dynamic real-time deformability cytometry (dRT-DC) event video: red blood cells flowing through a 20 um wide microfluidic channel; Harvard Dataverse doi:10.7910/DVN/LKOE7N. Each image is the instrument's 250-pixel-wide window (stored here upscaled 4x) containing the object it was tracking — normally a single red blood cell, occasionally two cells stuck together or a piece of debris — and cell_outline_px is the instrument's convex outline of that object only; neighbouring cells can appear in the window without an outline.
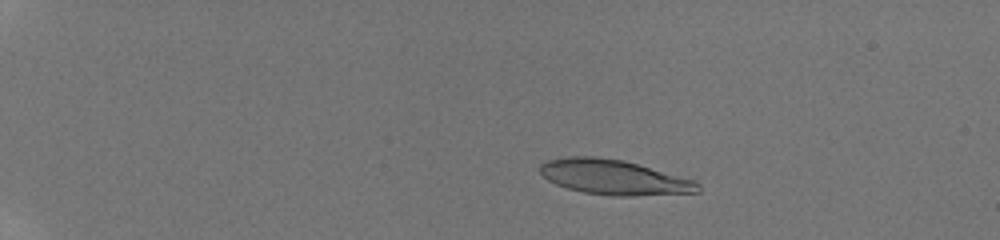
{"species": "human", "species_latin": "Homo sapiens", "temperature_condition": "room temperature", "stored_images_in_passage": 30, "camera_frame_rate_fps": 3000, "um_per_image_px": 0.085, "donor": {"sex": "male"}, "frame": {"image": 1, "passage_image": 11, "time_ms": 4.0, "image_size_px": [1000, 240], "cell_outline_px": [[700, 192], [632, 196], [612, 196], [584, 192], [568, 188], [556, 184], [548, 180], [540, 172], [540, 164], [548, 160], [564, 156], [596, 156], [624, 160], [696, 180], [700, 184]], "centroid_in_image_um": [52.2, 15.06], "position_along_channel_um": 32.8, "area_um2": 32.31}}
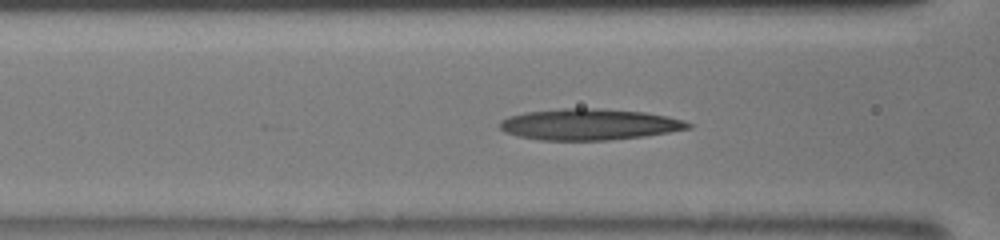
{"frame": {"image": 2, "passage_image": 24, "time_ms": 8.667, "image_size_px": [1000, 240], "cell_outline_px": [[692, 128], [644, 136], [608, 140], [540, 140], [516, 136], [504, 132], [500, 128], [500, 120], [508, 116], [524, 112], [560, 108], [596, 108], [644, 112], [668, 116], [684, 120], [692, 124]], "centroid_in_image_um": [50.05, 10.57], "position_along_channel_um": 116.5, "area_um2": 34.45}}
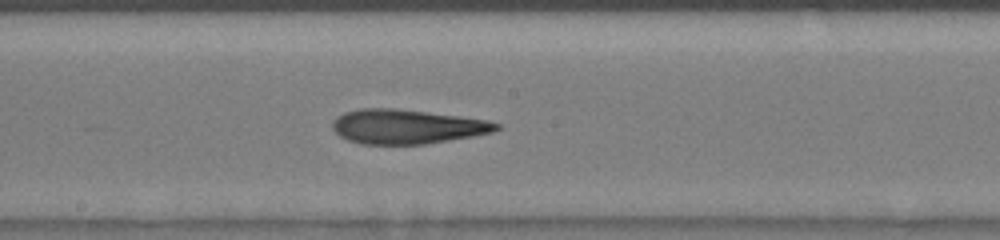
{"frame": {"image": 3, "passage_image": 30, "time_ms": 11.0, "image_size_px": [1000, 240], "cell_outline_px": [[500, 128], [492, 132], [472, 136], [424, 144], [360, 144], [348, 140], [340, 136], [332, 128], [332, 120], [336, 116], [344, 112], [360, 108], [396, 108], [460, 116], [488, 120], [500, 124]], "centroid_in_image_um": [34.55, 10.75], "position_along_channel_um": 213.7, "area_um2": 32.89}}